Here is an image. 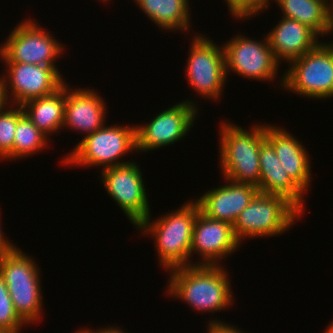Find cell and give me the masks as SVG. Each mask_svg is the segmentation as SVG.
<instances>
[{"mask_svg":"<svg viewBox=\"0 0 333 333\" xmlns=\"http://www.w3.org/2000/svg\"><path fill=\"white\" fill-rule=\"evenodd\" d=\"M168 295L193 310L221 312L234 301L228 272L222 265H188L169 270Z\"/></svg>","mask_w":333,"mask_h":333,"instance_id":"obj_1","label":"cell"},{"mask_svg":"<svg viewBox=\"0 0 333 333\" xmlns=\"http://www.w3.org/2000/svg\"><path fill=\"white\" fill-rule=\"evenodd\" d=\"M199 205L195 200L183 203L177 210L152 220L151 214L137 227L143 234L155 239L159 264L168 271L191 264V243L193 226ZM140 229V230H139Z\"/></svg>","mask_w":333,"mask_h":333,"instance_id":"obj_2","label":"cell"},{"mask_svg":"<svg viewBox=\"0 0 333 333\" xmlns=\"http://www.w3.org/2000/svg\"><path fill=\"white\" fill-rule=\"evenodd\" d=\"M225 122L219 126V167L222 177L237 183L254 185L259 189V152L261 143L266 139V123H258L246 130L237 124Z\"/></svg>","mask_w":333,"mask_h":333,"instance_id":"obj_3","label":"cell"},{"mask_svg":"<svg viewBox=\"0 0 333 333\" xmlns=\"http://www.w3.org/2000/svg\"><path fill=\"white\" fill-rule=\"evenodd\" d=\"M17 246L0 258V275L7 285L19 317L28 325L37 324L44 304L40 283V268L32 256H27Z\"/></svg>","mask_w":333,"mask_h":333,"instance_id":"obj_4","label":"cell"},{"mask_svg":"<svg viewBox=\"0 0 333 333\" xmlns=\"http://www.w3.org/2000/svg\"><path fill=\"white\" fill-rule=\"evenodd\" d=\"M137 153L135 125L103 126L92 134L82 137L75 148L61 162L74 167L102 166V169L130 163L118 161L121 156L131 152ZM119 158V159H118Z\"/></svg>","mask_w":333,"mask_h":333,"instance_id":"obj_5","label":"cell"},{"mask_svg":"<svg viewBox=\"0 0 333 333\" xmlns=\"http://www.w3.org/2000/svg\"><path fill=\"white\" fill-rule=\"evenodd\" d=\"M302 215L285 197L258 192L238 215L233 231L240 243L245 238L278 236L289 231Z\"/></svg>","mask_w":333,"mask_h":333,"instance_id":"obj_6","label":"cell"},{"mask_svg":"<svg viewBox=\"0 0 333 333\" xmlns=\"http://www.w3.org/2000/svg\"><path fill=\"white\" fill-rule=\"evenodd\" d=\"M280 84L285 90L309 97H333V42H320L289 63Z\"/></svg>","mask_w":333,"mask_h":333,"instance_id":"obj_7","label":"cell"},{"mask_svg":"<svg viewBox=\"0 0 333 333\" xmlns=\"http://www.w3.org/2000/svg\"><path fill=\"white\" fill-rule=\"evenodd\" d=\"M16 25L0 45V60L3 63L57 66L55 60L61 57L64 47L52 37L51 31L44 30L35 19L28 18Z\"/></svg>","mask_w":333,"mask_h":333,"instance_id":"obj_8","label":"cell"},{"mask_svg":"<svg viewBox=\"0 0 333 333\" xmlns=\"http://www.w3.org/2000/svg\"><path fill=\"white\" fill-rule=\"evenodd\" d=\"M207 35L196 34L190 44L186 66L188 84L204 99L221 98L226 83V66L223 46L213 43Z\"/></svg>","mask_w":333,"mask_h":333,"instance_id":"obj_9","label":"cell"},{"mask_svg":"<svg viewBox=\"0 0 333 333\" xmlns=\"http://www.w3.org/2000/svg\"><path fill=\"white\" fill-rule=\"evenodd\" d=\"M131 161L99 172L102 174L100 180L103 181L106 192L136 228L150 215L151 210L140 165Z\"/></svg>","mask_w":333,"mask_h":333,"instance_id":"obj_10","label":"cell"},{"mask_svg":"<svg viewBox=\"0 0 333 333\" xmlns=\"http://www.w3.org/2000/svg\"><path fill=\"white\" fill-rule=\"evenodd\" d=\"M197 112V104L186 99L156 114L150 123L136 125L137 152L152 151L180 141L191 132Z\"/></svg>","mask_w":333,"mask_h":333,"instance_id":"obj_11","label":"cell"},{"mask_svg":"<svg viewBox=\"0 0 333 333\" xmlns=\"http://www.w3.org/2000/svg\"><path fill=\"white\" fill-rule=\"evenodd\" d=\"M263 41L248 38L245 35L232 37L223 43L226 74L235 72L244 78L270 81L277 77L280 62L269 46L267 37ZM276 76V77H275Z\"/></svg>","mask_w":333,"mask_h":333,"instance_id":"obj_12","label":"cell"},{"mask_svg":"<svg viewBox=\"0 0 333 333\" xmlns=\"http://www.w3.org/2000/svg\"><path fill=\"white\" fill-rule=\"evenodd\" d=\"M4 65L7 74H3L4 76L1 74L0 79L8 104L22 105L33 98L51 94L66 82L57 66L29 63H4Z\"/></svg>","mask_w":333,"mask_h":333,"instance_id":"obj_13","label":"cell"},{"mask_svg":"<svg viewBox=\"0 0 333 333\" xmlns=\"http://www.w3.org/2000/svg\"><path fill=\"white\" fill-rule=\"evenodd\" d=\"M241 244L233 225L209 218L199 210L193 226L191 257L197 253L202 258L193 265H221L220 260L232 255Z\"/></svg>","mask_w":333,"mask_h":333,"instance_id":"obj_14","label":"cell"},{"mask_svg":"<svg viewBox=\"0 0 333 333\" xmlns=\"http://www.w3.org/2000/svg\"><path fill=\"white\" fill-rule=\"evenodd\" d=\"M225 180V185L211 188L195 201L205 216L233 225L259 189L254 185Z\"/></svg>","mask_w":333,"mask_h":333,"instance_id":"obj_15","label":"cell"},{"mask_svg":"<svg viewBox=\"0 0 333 333\" xmlns=\"http://www.w3.org/2000/svg\"><path fill=\"white\" fill-rule=\"evenodd\" d=\"M69 87L65 82L63 127L84 132L86 137L105 125L106 103L96 90Z\"/></svg>","mask_w":333,"mask_h":333,"instance_id":"obj_16","label":"cell"},{"mask_svg":"<svg viewBox=\"0 0 333 333\" xmlns=\"http://www.w3.org/2000/svg\"><path fill=\"white\" fill-rule=\"evenodd\" d=\"M265 137L273 145L282 168L306 193L311 185L310 156L303 143L279 126L266 124Z\"/></svg>","mask_w":333,"mask_h":333,"instance_id":"obj_17","label":"cell"},{"mask_svg":"<svg viewBox=\"0 0 333 333\" xmlns=\"http://www.w3.org/2000/svg\"><path fill=\"white\" fill-rule=\"evenodd\" d=\"M259 166V192L283 196L303 214L305 192L282 168L273 145L267 139L260 146Z\"/></svg>","mask_w":333,"mask_h":333,"instance_id":"obj_18","label":"cell"},{"mask_svg":"<svg viewBox=\"0 0 333 333\" xmlns=\"http://www.w3.org/2000/svg\"><path fill=\"white\" fill-rule=\"evenodd\" d=\"M266 37L280 63L283 60L290 63L320 42L319 36L308 26L285 17H282L278 24L266 34Z\"/></svg>","mask_w":333,"mask_h":333,"instance_id":"obj_19","label":"cell"},{"mask_svg":"<svg viewBox=\"0 0 333 333\" xmlns=\"http://www.w3.org/2000/svg\"><path fill=\"white\" fill-rule=\"evenodd\" d=\"M21 106L28 119L46 136L55 134L64 129L65 83L55 92L28 100Z\"/></svg>","mask_w":333,"mask_h":333,"instance_id":"obj_20","label":"cell"},{"mask_svg":"<svg viewBox=\"0 0 333 333\" xmlns=\"http://www.w3.org/2000/svg\"><path fill=\"white\" fill-rule=\"evenodd\" d=\"M272 1V0H269ZM282 10V17L297 20L319 37L333 33V13L328 0H273Z\"/></svg>","mask_w":333,"mask_h":333,"instance_id":"obj_21","label":"cell"},{"mask_svg":"<svg viewBox=\"0 0 333 333\" xmlns=\"http://www.w3.org/2000/svg\"><path fill=\"white\" fill-rule=\"evenodd\" d=\"M159 29L186 32L190 30L189 0H133Z\"/></svg>","mask_w":333,"mask_h":333,"instance_id":"obj_22","label":"cell"},{"mask_svg":"<svg viewBox=\"0 0 333 333\" xmlns=\"http://www.w3.org/2000/svg\"><path fill=\"white\" fill-rule=\"evenodd\" d=\"M48 136L40 131L24 114L18 121L14 135L13 159L37 154L48 146ZM36 152V153H35Z\"/></svg>","mask_w":333,"mask_h":333,"instance_id":"obj_23","label":"cell"},{"mask_svg":"<svg viewBox=\"0 0 333 333\" xmlns=\"http://www.w3.org/2000/svg\"><path fill=\"white\" fill-rule=\"evenodd\" d=\"M23 115L24 111L21 105L7 104L0 111V158L2 160L9 158L11 161L13 159V143L17 121Z\"/></svg>","mask_w":333,"mask_h":333,"instance_id":"obj_24","label":"cell"},{"mask_svg":"<svg viewBox=\"0 0 333 333\" xmlns=\"http://www.w3.org/2000/svg\"><path fill=\"white\" fill-rule=\"evenodd\" d=\"M26 323L17 314L6 283L0 275V330L20 333Z\"/></svg>","mask_w":333,"mask_h":333,"instance_id":"obj_25","label":"cell"},{"mask_svg":"<svg viewBox=\"0 0 333 333\" xmlns=\"http://www.w3.org/2000/svg\"><path fill=\"white\" fill-rule=\"evenodd\" d=\"M234 18L245 20L270 7L269 0H224Z\"/></svg>","mask_w":333,"mask_h":333,"instance_id":"obj_26","label":"cell"},{"mask_svg":"<svg viewBox=\"0 0 333 333\" xmlns=\"http://www.w3.org/2000/svg\"><path fill=\"white\" fill-rule=\"evenodd\" d=\"M220 320H215L211 318L209 321V333H245L240 330L237 326L230 325V323H225Z\"/></svg>","mask_w":333,"mask_h":333,"instance_id":"obj_27","label":"cell"},{"mask_svg":"<svg viewBox=\"0 0 333 333\" xmlns=\"http://www.w3.org/2000/svg\"><path fill=\"white\" fill-rule=\"evenodd\" d=\"M1 216V215H0ZM1 219V217H0ZM1 220H0V258L10 253L16 246V244L11 243L7 237L4 236L2 232Z\"/></svg>","mask_w":333,"mask_h":333,"instance_id":"obj_28","label":"cell"},{"mask_svg":"<svg viewBox=\"0 0 333 333\" xmlns=\"http://www.w3.org/2000/svg\"><path fill=\"white\" fill-rule=\"evenodd\" d=\"M89 333H126V331H124V330H122V329H120V327L119 326H115V327H113V326H106L105 328H100L99 330H93V329H86Z\"/></svg>","mask_w":333,"mask_h":333,"instance_id":"obj_29","label":"cell"},{"mask_svg":"<svg viewBox=\"0 0 333 333\" xmlns=\"http://www.w3.org/2000/svg\"><path fill=\"white\" fill-rule=\"evenodd\" d=\"M8 104L6 97H5V91L3 88V83L0 79V111Z\"/></svg>","mask_w":333,"mask_h":333,"instance_id":"obj_30","label":"cell"},{"mask_svg":"<svg viewBox=\"0 0 333 333\" xmlns=\"http://www.w3.org/2000/svg\"><path fill=\"white\" fill-rule=\"evenodd\" d=\"M323 332L324 333H333V321H331V323H329V325Z\"/></svg>","mask_w":333,"mask_h":333,"instance_id":"obj_31","label":"cell"},{"mask_svg":"<svg viewBox=\"0 0 333 333\" xmlns=\"http://www.w3.org/2000/svg\"><path fill=\"white\" fill-rule=\"evenodd\" d=\"M328 6H329L330 11L333 13V0H328Z\"/></svg>","mask_w":333,"mask_h":333,"instance_id":"obj_32","label":"cell"},{"mask_svg":"<svg viewBox=\"0 0 333 333\" xmlns=\"http://www.w3.org/2000/svg\"><path fill=\"white\" fill-rule=\"evenodd\" d=\"M76 333H89L87 330H86V328L84 327V329H79V331L77 332L76 331Z\"/></svg>","mask_w":333,"mask_h":333,"instance_id":"obj_33","label":"cell"},{"mask_svg":"<svg viewBox=\"0 0 333 333\" xmlns=\"http://www.w3.org/2000/svg\"><path fill=\"white\" fill-rule=\"evenodd\" d=\"M0 333H9V332H7V331H3V330H0Z\"/></svg>","mask_w":333,"mask_h":333,"instance_id":"obj_34","label":"cell"}]
</instances>
